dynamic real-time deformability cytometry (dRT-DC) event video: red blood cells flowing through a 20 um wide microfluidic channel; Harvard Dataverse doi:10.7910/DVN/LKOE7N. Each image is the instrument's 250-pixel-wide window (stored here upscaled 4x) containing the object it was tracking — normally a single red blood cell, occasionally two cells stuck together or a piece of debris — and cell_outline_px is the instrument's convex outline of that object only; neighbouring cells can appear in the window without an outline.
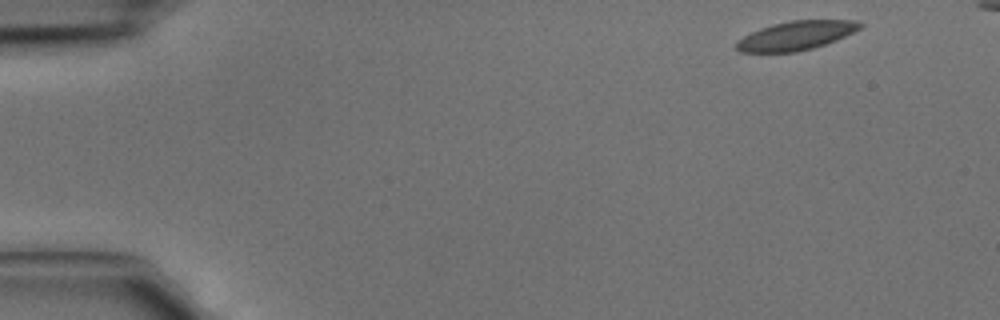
{"species": "common noctule bat (a hibernating species)", "species_latin": "Nyctalus noctula", "temperature_condition": "cold", "stored_images_in_passage": 4, "camera_frame_rate_fps": 3000, "um_per_image_px": 0.085, "animal": {"sex": "male", "body_mass_g": 15.6}, "frame": {"image": 1, "passage_image": 1, "time_ms": 0.0, "image_size_px": [1000, 320], "cell_outline_px": [[864, 24], [860, 28], [836, 40], [812, 48], [796, 52], [740, 52], [736, 48], [736, 40], [760, 28], [772, 24], [792, 20], [860, 20]], "centroid_in_image_um": [67.66, 3.02], "position_along_channel_um": 17.3, "area_um2": 20.75}}